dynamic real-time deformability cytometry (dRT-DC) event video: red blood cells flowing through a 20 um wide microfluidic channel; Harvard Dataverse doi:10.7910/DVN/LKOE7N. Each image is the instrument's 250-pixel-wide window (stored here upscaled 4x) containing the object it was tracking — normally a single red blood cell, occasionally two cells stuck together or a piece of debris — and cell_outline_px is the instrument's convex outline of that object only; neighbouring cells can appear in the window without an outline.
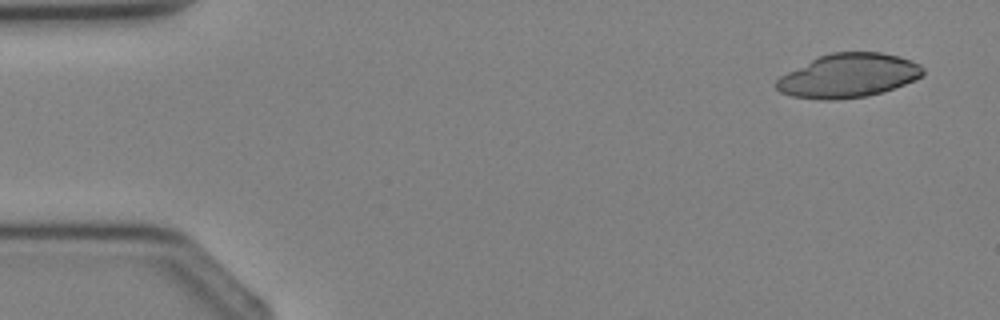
{"species": "Egyptian fruit bat (a non-hibernating species)", "species_latin": "Rousettus aegyptiacus", "temperature_condition": "cold", "stored_images_in_passage": 2, "camera_frame_rate_fps": 3000, "um_per_image_px": 0.085, "animal": {"sex": "female"}, "frame": {"image": 1, "passage_image": 2, "time_ms": 1.0, "image_size_px": [1000, 320], "cell_outline_px": [[924, 76], [884, 92], [868, 96], [836, 100], [820, 100], [792, 96], [780, 92], [776, 88], [776, 80], [780, 76], [820, 56], [832, 52], [880, 52], [900, 56], [920, 64], [924, 68]], "centroid_in_image_um": [72.15, 6.44], "position_along_channel_um": 12.9, "area_um2": 37.51}}